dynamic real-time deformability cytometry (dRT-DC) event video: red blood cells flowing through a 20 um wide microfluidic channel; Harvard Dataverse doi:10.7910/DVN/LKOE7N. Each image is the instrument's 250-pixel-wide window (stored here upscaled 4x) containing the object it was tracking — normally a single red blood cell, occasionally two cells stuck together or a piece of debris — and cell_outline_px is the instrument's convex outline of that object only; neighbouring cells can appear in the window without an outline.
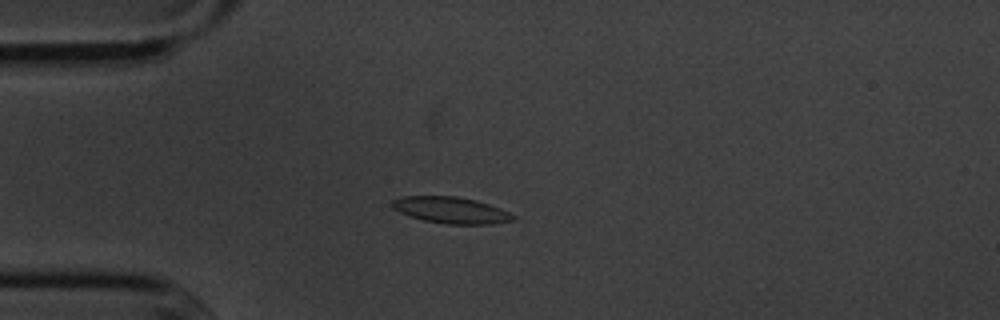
{"species": "common noctule bat (a hibernating species)", "species_latin": "Nyctalus noctula", "temperature_condition": "cold", "stored_images_in_passage": 4, "camera_frame_rate_fps": 3000, "um_per_image_px": 0.085, "animal": {"sex": "male", "body_mass_g": 20.1, "forearm_length_mm": 53.5}, "frame": {"image": 1, "passage_image": 4, "time_ms": 3.333, "image_size_px": [1000, 320], "cell_outline_px": [[516, 220], [492, 224], [448, 224], [424, 220], [408, 216], [392, 208], [392, 200], [404, 196], [456, 196], [476, 200], [500, 208], [516, 216]], "centroid_in_image_um": [38.35, 17.86], "position_along_channel_um": 46.7, "area_um2": 18.61}}